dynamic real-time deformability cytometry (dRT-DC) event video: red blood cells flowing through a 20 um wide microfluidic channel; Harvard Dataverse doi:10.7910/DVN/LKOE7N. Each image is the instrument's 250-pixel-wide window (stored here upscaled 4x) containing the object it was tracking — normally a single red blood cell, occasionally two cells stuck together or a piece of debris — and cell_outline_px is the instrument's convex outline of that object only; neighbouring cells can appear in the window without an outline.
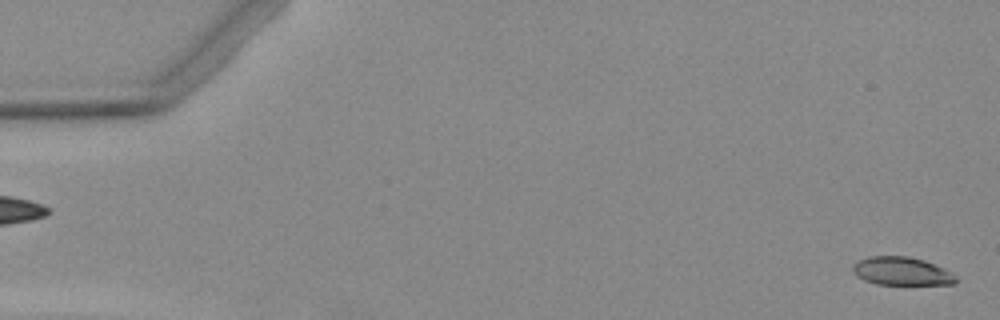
{"species": "Egyptian fruit bat (a non-hibernating species)", "species_latin": "Rousettus aegyptiacus", "temperature_condition": "warm", "stored_images_in_passage": 5, "segment_of_instrument_passage": [2, 2], "camera_frame_rate_fps": 3000, "um_per_image_px": 0.085, "animal": {"sex": "female"}, "frame": {"image": 1, "passage_image": 5, "time_ms": 5.0, "image_size_px": [1000, 320], "cell_outline_px": [[956, 284], [876, 284], [864, 280], [856, 276], [852, 272], [852, 264], [868, 256], [908, 256], [924, 260], [952, 272], [956, 280]], "centroid_in_image_um": [76.59, 23.04], "position_along_channel_um": 8.4, "area_um2": 16.94}}